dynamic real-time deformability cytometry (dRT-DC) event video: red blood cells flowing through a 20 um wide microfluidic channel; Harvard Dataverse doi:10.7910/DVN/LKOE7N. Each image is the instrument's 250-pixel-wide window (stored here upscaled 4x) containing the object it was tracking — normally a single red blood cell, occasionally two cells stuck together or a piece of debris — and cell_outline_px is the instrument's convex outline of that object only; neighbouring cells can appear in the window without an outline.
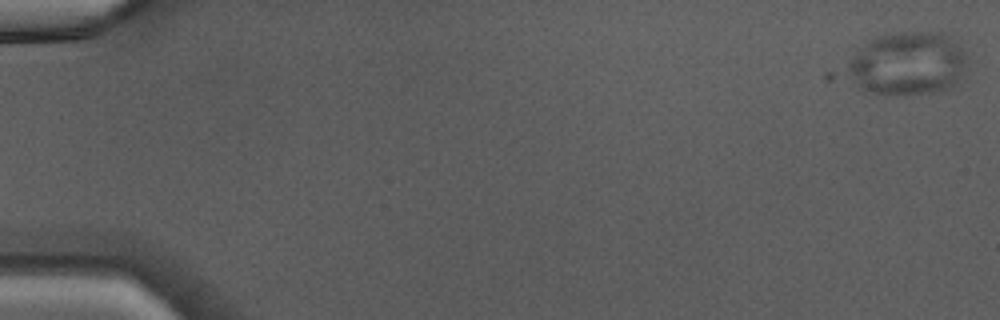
{"species": "Egyptian fruit bat (a non-hibernating species)", "species_latin": "Rousettus aegyptiacus", "temperature_condition": "warm", "stored_images_in_passage": 46, "camera_frame_rate_fps": 3000, "um_per_image_px": 0.085, "animal": {"sex": "male"}, "frame": {"image": 1, "passage_image": 1, "time_ms": 0.0, "image_size_px": [1000, 320], "cell_outline_px": [[968, 56], [964, 76], [944, 92], [864, 92], [860, 88], [848, 68], [848, 60], [868, 40], [876, 36], [896, 32], [944, 32]], "centroid_in_image_um": [77.21, 5.36], "position_along_channel_um": 7.8, "area_um2": 43.52}}
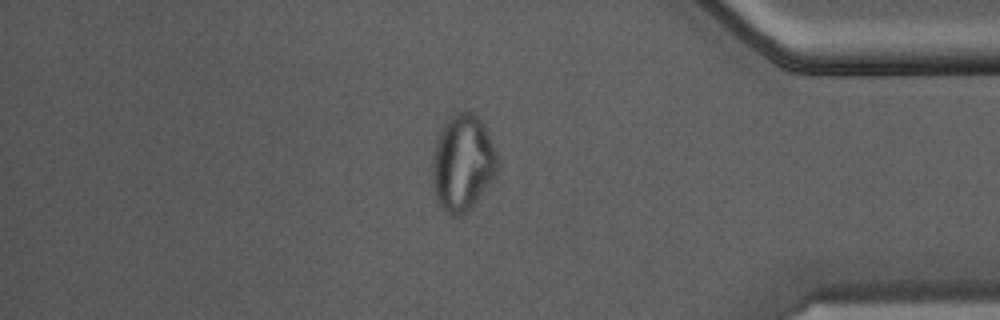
{"frame": {"image": 2, "passage_image": 40, "time_ms": 13.0, "image_size_px": [1000, 320], "cell_outline_px": [[500, 168], [496, 176], [472, 204], [460, 216], [448, 216], [440, 204], [436, 196], [432, 180], [432, 164], [436, 136], [440, 128], [456, 112], [464, 108], [472, 112], [484, 124], [500, 160]], "centroid_in_image_um": [39.34, 13.79], "position_along_channel_um": 395.9, "area_um2": 36.82}}